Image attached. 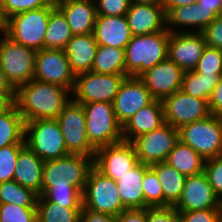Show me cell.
<instances>
[{"instance_id":"bcb514c9","label":"cell","mask_w":222,"mask_h":222,"mask_svg":"<svg viewBox=\"0 0 222 222\" xmlns=\"http://www.w3.org/2000/svg\"><path fill=\"white\" fill-rule=\"evenodd\" d=\"M202 33L208 46L222 49V16H218Z\"/></svg>"},{"instance_id":"9c48e42d","label":"cell","mask_w":222,"mask_h":222,"mask_svg":"<svg viewBox=\"0 0 222 222\" xmlns=\"http://www.w3.org/2000/svg\"><path fill=\"white\" fill-rule=\"evenodd\" d=\"M37 50L23 46L10 37L0 39V64L10 83L17 88L34 78Z\"/></svg>"},{"instance_id":"f5cc1de1","label":"cell","mask_w":222,"mask_h":222,"mask_svg":"<svg viewBox=\"0 0 222 222\" xmlns=\"http://www.w3.org/2000/svg\"><path fill=\"white\" fill-rule=\"evenodd\" d=\"M205 9H211L217 16H222V0H198Z\"/></svg>"},{"instance_id":"f546056e","label":"cell","mask_w":222,"mask_h":222,"mask_svg":"<svg viewBox=\"0 0 222 222\" xmlns=\"http://www.w3.org/2000/svg\"><path fill=\"white\" fill-rule=\"evenodd\" d=\"M25 121L16 105L11 103L0 113V148L10 144H25Z\"/></svg>"},{"instance_id":"f907efd6","label":"cell","mask_w":222,"mask_h":222,"mask_svg":"<svg viewBox=\"0 0 222 222\" xmlns=\"http://www.w3.org/2000/svg\"><path fill=\"white\" fill-rule=\"evenodd\" d=\"M16 88L7 79L0 64V95H3L10 103L15 101Z\"/></svg>"},{"instance_id":"4dcf8cb0","label":"cell","mask_w":222,"mask_h":222,"mask_svg":"<svg viewBox=\"0 0 222 222\" xmlns=\"http://www.w3.org/2000/svg\"><path fill=\"white\" fill-rule=\"evenodd\" d=\"M91 71L125 75V49L98 45Z\"/></svg>"},{"instance_id":"ab89813d","label":"cell","mask_w":222,"mask_h":222,"mask_svg":"<svg viewBox=\"0 0 222 222\" xmlns=\"http://www.w3.org/2000/svg\"><path fill=\"white\" fill-rule=\"evenodd\" d=\"M0 222H37L36 207L0 204Z\"/></svg>"},{"instance_id":"816d5d0a","label":"cell","mask_w":222,"mask_h":222,"mask_svg":"<svg viewBox=\"0 0 222 222\" xmlns=\"http://www.w3.org/2000/svg\"><path fill=\"white\" fill-rule=\"evenodd\" d=\"M198 3V0H161V5L164 8L166 15L178 6H185Z\"/></svg>"},{"instance_id":"9f6ffc18","label":"cell","mask_w":222,"mask_h":222,"mask_svg":"<svg viewBox=\"0 0 222 222\" xmlns=\"http://www.w3.org/2000/svg\"><path fill=\"white\" fill-rule=\"evenodd\" d=\"M131 2L137 4H161V0H131Z\"/></svg>"},{"instance_id":"ee69618b","label":"cell","mask_w":222,"mask_h":222,"mask_svg":"<svg viewBox=\"0 0 222 222\" xmlns=\"http://www.w3.org/2000/svg\"><path fill=\"white\" fill-rule=\"evenodd\" d=\"M130 4L131 0H95L96 13L102 16L125 15Z\"/></svg>"},{"instance_id":"836d02e7","label":"cell","mask_w":222,"mask_h":222,"mask_svg":"<svg viewBox=\"0 0 222 222\" xmlns=\"http://www.w3.org/2000/svg\"><path fill=\"white\" fill-rule=\"evenodd\" d=\"M222 75H202L195 71H185L181 90L198 99H210Z\"/></svg>"},{"instance_id":"681fc988","label":"cell","mask_w":222,"mask_h":222,"mask_svg":"<svg viewBox=\"0 0 222 222\" xmlns=\"http://www.w3.org/2000/svg\"><path fill=\"white\" fill-rule=\"evenodd\" d=\"M80 222H116V217L106 213L85 209L80 213Z\"/></svg>"},{"instance_id":"e575fe53","label":"cell","mask_w":222,"mask_h":222,"mask_svg":"<svg viewBox=\"0 0 222 222\" xmlns=\"http://www.w3.org/2000/svg\"><path fill=\"white\" fill-rule=\"evenodd\" d=\"M38 194L15 180L0 183V204H16L21 207H36Z\"/></svg>"},{"instance_id":"74e56055","label":"cell","mask_w":222,"mask_h":222,"mask_svg":"<svg viewBox=\"0 0 222 222\" xmlns=\"http://www.w3.org/2000/svg\"><path fill=\"white\" fill-rule=\"evenodd\" d=\"M193 71L202 75H222V49L206 45Z\"/></svg>"},{"instance_id":"ffe728a7","label":"cell","mask_w":222,"mask_h":222,"mask_svg":"<svg viewBox=\"0 0 222 222\" xmlns=\"http://www.w3.org/2000/svg\"><path fill=\"white\" fill-rule=\"evenodd\" d=\"M133 36L167 30V18L161 4H137L131 2L125 14Z\"/></svg>"},{"instance_id":"680465c9","label":"cell","mask_w":222,"mask_h":222,"mask_svg":"<svg viewBox=\"0 0 222 222\" xmlns=\"http://www.w3.org/2000/svg\"><path fill=\"white\" fill-rule=\"evenodd\" d=\"M50 1H51V2H55V3H56V2H58L59 0H50Z\"/></svg>"},{"instance_id":"5bb4252c","label":"cell","mask_w":222,"mask_h":222,"mask_svg":"<svg viewBox=\"0 0 222 222\" xmlns=\"http://www.w3.org/2000/svg\"><path fill=\"white\" fill-rule=\"evenodd\" d=\"M34 80L56 84L69 89L75 85L76 75L72 71L63 49H41L36 53Z\"/></svg>"},{"instance_id":"8d00e7d4","label":"cell","mask_w":222,"mask_h":222,"mask_svg":"<svg viewBox=\"0 0 222 222\" xmlns=\"http://www.w3.org/2000/svg\"><path fill=\"white\" fill-rule=\"evenodd\" d=\"M142 184L145 204L148 207H164L163 189L151 167L145 172Z\"/></svg>"},{"instance_id":"d590c367","label":"cell","mask_w":222,"mask_h":222,"mask_svg":"<svg viewBox=\"0 0 222 222\" xmlns=\"http://www.w3.org/2000/svg\"><path fill=\"white\" fill-rule=\"evenodd\" d=\"M48 201L66 208H83L82 193L74 186H50L43 194Z\"/></svg>"},{"instance_id":"83f0119b","label":"cell","mask_w":222,"mask_h":222,"mask_svg":"<svg viewBox=\"0 0 222 222\" xmlns=\"http://www.w3.org/2000/svg\"><path fill=\"white\" fill-rule=\"evenodd\" d=\"M150 167L156 172L162 186L164 207L174 206L182 195L186 176L165 161L152 164Z\"/></svg>"},{"instance_id":"11a10c76","label":"cell","mask_w":222,"mask_h":222,"mask_svg":"<svg viewBox=\"0 0 222 222\" xmlns=\"http://www.w3.org/2000/svg\"><path fill=\"white\" fill-rule=\"evenodd\" d=\"M11 103L3 96L0 95V113L4 111Z\"/></svg>"},{"instance_id":"4316f807","label":"cell","mask_w":222,"mask_h":222,"mask_svg":"<svg viewBox=\"0 0 222 222\" xmlns=\"http://www.w3.org/2000/svg\"><path fill=\"white\" fill-rule=\"evenodd\" d=\"M218 16L211 10L205 9L198 3L178 6L173 8L167 15V30L170 33L176 32L172 28L177 26H190L191 28L197 27V32H202L211 22ZM170 24V26H169ZM171 27V28H170Z\"/></svg>"},{"instance_id":"cb8c5ba5","label":"cell","mask_w":222,"mask_h":222,"mask_svg":"<svg viewBox=\"0 0 222 222\" xmlns=\"http://www.w3.org/2000/svg\"><path fill=\"white\" fill-rule=\"evenodd\" d=\"M150 165L138 162L116 181L122 204L127 208H147L143 193V177Z\"/></svg>"},{"instance_id":"db71d44e","label":"cell","mask_w":222,"mask_h":222,"mask_svg":"<svg viewBox=\"0 0 222 222\" xmlns=\"http://www.w3.org/2000/svg\"><path fill=\"white\" fill-rule=\"evenodd\" d=\"M8 24L9 18L7 17L2 6H0V31H2L3 37L8 36Z\"/></svg>"},{"instance_id":"277c9868","label":"cell","mask_w":222,"mask_h":222,"mask_svg":"<svg viewBox=\"0 0 222 222\" xmlns=\"http://www.w3.org/2000/svg\"><path fill=\"white\" fill-rule=\"evenodd\" d=\"M24 138L25 145L44 162L70 154L56 119L25 122Z\"/></svg>"},{"instance_id":"30bf717a","label":"cell","mask_w":222,"mask_h":222,"mask_svg":"<svg viewBox=\"0 0 222 222\" xmlns=\"http://www.w3.org/2000/svg\"><path fill=\"white\" fill-rule=\"evenodd\" d=\"M126 75L102 74L93 71L76 75L72 99L80 104L92 102L113 103Z\"/></svg>"},{"instance_id":"484cf974","label":"cell","mask_w":222,"mask_h":222,"mask_svg":"<svg viewBox=\"0 0 222 222\" xmlns=\"http://www.w3.org/2000/svg\"><path fill=\"white\" fill-rule=\"evenodd\" d=\"M13 180L41 195L44 161L25 146L18 155Z\"/></svg>"},{"instance_id":"603a6c76","label":"cell","mask_w":222,"mask_h":222,"mask_svg":"<svg viewBox=\"0 0 222 222\" xmlns=\"http://www.w3.org/2000/svg\"><path fill=\"white\" fill-rule=\"evenodd\" d=\"M163 124L165 120L162 100L154 99L122 126L123 140L131 142L142 134L158 129Z\"/></svg>"},{"instance_id":"60d3db41","label":"cell","mask_w":222,"mask_h":222,"mask_svg":"<svg viewBox=\"0 0 222 222\" xmlns=\"http://www.w3.org/2000/svg\"><path fill=\"white\" fill-rule=\"evenodd\" d=\"M204 173L215 194L222 201V156L206 159Z\"/></svg>"},{"instance_id":"2e32d148","label":"cell","mask_w":222,"mask_h":222,"mask_svg":"<svg viewBox=\"0 0 222 222\" xmlns=\"http://www.w3.org/2000/svg\"><path fill=\"white\" fill-rule=\"evenodd\" d=\"M206 45L202 32L176 31L170 33L167 58L184 72L193 71Z\"/></svg>"},{"instance_id":"e0dca14e","label":"cell","mask_w":222,"mask_h":222,"mask_svg":"<svg viewBox=\"0 0 222 222\" xmlns=\"http://www.w3.org/2000/svg\"><path fill=\"white\" fill-rule=\"evenodd\" d=\"M154 98L139 77H127L113 101V109L118 123L123 126L141 108Z\"/></svg>"},{"instance_id":"6da1fadb","label":"cell","mask_w":222,"mask_h":222,"mask_svg":"<svg viewBox=\"0 0 222 222\" xmlns=\"http://www.w3.org/2000/svg\"><path fill=\"white\" fill-rule=\"evenodd\" d=\"M70 92L65 87L33 79L16 88L14 104L25 122L57 119L72 99Z\"/></svg>"},{"instance_id":"9a60e30c","label":"cell","mask_w":222,"mask_h":222,"mask_svg":"<svg viewBox=\"0 0 222 222\" xmlns=\"http://www.w3.org/2000/svg\"><path fill=\"white\" fill-rule=\"evenodd\" d=\"M137 163L133 144L125 140L97 149L94 157V166L115 182Z\"/></svg>"},{"instance_id":"1f68e13d","label":"cell","mask_w":222,"mask_h":222,"mask_svg":"<svg viewBox=\"0 0 222 222\" xmlns=\"http://www.w3.org/2000/svg\"><path fill=\"white\" fill-rule=\"evenodd\" d=\"M73 37L63 13L55 7L50 12L49 22L44 37V49H64Z\"/></svg>"},{"instance_id":"5b68a950","label":"cell","mask_w":222,"mask_h":222,"mask_svg":"<svg viewBox=\"0 0 222 222\" xmlns=\"http://www.w3.org/2000/svg\"><path fill=\"white\" fill-rule=\"evenodd\" d=\"M82 106L88 141L95 150L123 140L122 126L116 119L113 103L92 102Z\"/></svg>"},{"instance_id":"d4e9b609","label":"cell","mask_w":222,"mask_h":222,"mask_svg":"<svg viewBox=\"0 0 222 222\" xmlns=\"http://www.w3.org/2000/svg\"><path fill=\"white\" fill-rule=\"evenodd\" d=\"M97 46L92 33L73 35L67 42L63 50L75 75L91 71Z\"/></svg>"},{"instance_id":"f6af8a7d","label":"cell","mask_w":222,"mask_h":222,"mask_svg":"<svg viewBox=\"0 0 222 222\" xmlns=\"http://www.w3.org/2000/svg\"><path fill=\"white\" fill-rule=\"evenodd\" d=\"M146 222H179L178 211L174 206L147 207Z\"/></svg>"},{"instance_id":"44dd1931","label":"cell","mask_w":222,"mask_h":222,"mask_svg":"<svg viewBox=\"0 0 222 222\" xmlns=\"http://www.w3.org/2000/svg\"><path fill=\"white\" fill-rule=\"evenodd\" d=\"M55 6L63 13L73 35L93 33L97 17L94 0H59Z\"/></svg>"},{"instance_id":"7c38bea8","label":"cell","mask_w":222,"mask_h":222,"mask_svg":"<svg viewBox=\"0 0 222 222\" xmlns=\"http://www.w3.org/2000/svg\"><path fill=\"white\" fill-rule=\"evenodd\" d=\"M178 140V129L165 123L156 130L138 136L131 143L138 162L152 165L166 161Z\"/></svg>"},{"instance_id":"7bdbcfd3","label":"cell","mask_w":222,"mask_h":222,"mask_svg":"<svg viewBox=\"0 0 222 222\" xmlns=\"http://www.w3.org/2000/svg\"><path fill=\"white\" fill-rule=\"evenodd\" d=\"M51 3L50 0H5L2 5L6 15L10 18L13 15L26 12L28 10L46 7Z\"/></svg>"},{"instance_id":"ac0fdd59","label":"cell","mask_w":222,"mask_h":222,"mask_svg":"<svg viewBox=\"0 0 222 222\" xmlns=\"http://www.w3.org/2000/svg\"><path fill=\"white\" fill-rule=\"evenodd\" d=\"M184 71L168 58L139 76L150 91L151 96L157 100L181 90Z\"/></svg>"},{"instance_id":"7402d4cb","label":"cell","mask_w":222,"mask_h":222,"mask_svg":"<svg viewBox=\"0 0 222 222\" xmlns=\"http://www.w3.org/2000/svg\"><path fill=\"white\" fill-rule=\"evenodd\" d=\"M98 45L125 49L132 34L125 15H97L93 33Z\"/></svg>"},{"instance_id":"3957f363","label":"cell","mask_w":222,"mask_h":222,"mask_svg":"<svg viewBox=\"0 0 222 222\" xmlns=\"http://www.w3.org/2000/svg\"><path fill=\"white\" fill-rule=\"evenodd\" d=\"M94 166V157L69 154L65 157L45 161L42 173L41 195L50 187L72 185L83 193L88 174Z\"/></svg>"},{"instance_id":"4fadbf2b","label":"cell","mask_w":222,"mask_h":222,"mask_svg":"<svg viewBox=\"0 0 222 222\" xmlns=\"http://www.w3.org/2000/svg\"><path fill=\"white\" fill-rule=\"evenodd\" d=\"M165 123L179 129L211 115L208 100L178 90L162 100Z\"/></svg>"},{"instance_id":"f1b7e54d","label":"cell","mask_w":222,"mask_h":222,"mask_svg":"<svg viewBox=\"0 0 222 222\" xmlns=\"http://www.w3.org/2000/svg\"><path fill=\"white\" fill-rule=\"evenodd\" d=\"M205 160L189 145L178 140L165 162L187 177L204 172Z\"/></svg>"},{"instance_id":"d6a6232c","label":"cell","mask_w":222,"mask_h":222,"mask_svg":"<svg viewBox=\"0 0 222 222\" xmlns=\"http://www.w3.org/2000/svg\"><path fill=\"white\" fill-rule=\"evenodd\" d=\"M36 210L37 222H80L82 208H66L39 195Z\"/></svg>"},{"instance_id":"ba28073f","label":"cell","mask_w":222,"mask_h":222,"mask_svg":"<svg viewBox=\"0 0 222 222\" xmlns=\"http://www.w3.org/2000/svg\"><path fill=\"white\" fill-rule=\"evenodd\" d=\"M55 7V2H51L46 7L28 10L11 16L8 24V37L34 50L44 49V37L50 12Z\"/></svg>"},{"instance_id":"8992f818","label":"cell","mask_w":222,"mask_h":222,"mask_svg":"<svg viewBox=\"0 0 222 222\" xmlns=\"http://www.w3.org/2000/svg\"><path fill=\"white\" fill-rule=\"evenodd\" d=\"M178 138L204 159L222 156V117L211 114L183 125L178 129Z\"/></svg>"},{"instance_id":"52a82bcc","label":"cell","mask_w":222,"mask_h":222,"mask_svg":"<svg viewBox=\"0 0 222 222\" xmlns=\"http://www.w3.org/2000/svg\"><path fill=\"white\" fill-rule=\"evenodd\" d=\"M82 204L85 209L115 217L127 209L122 204L116 182L105 176L95 166L88 174L82 193Z\"/></svg>"},{"instance_id":"f35d334b","label":"cell","mask_w":222,"mask_h":222,"mask_svg":"<svg viewBox=\"0 0 222 222\" xmlns=\"http://www.w3.org/2000/svg\"><path fill=\"white\" fill-rule=\"evenodd\" d=\"M25 144H10L0 148V183L12 181L19 152Z\"/></svg>"},{"instance_id":"6f0895ef","label":"cell","mask_w":222,"mask_h":222,"mask_svg":"<svg viewBox=\"0 0 222 222\" xmlns=\"http://www.w3.org/2000/svg\"><path fill=\"white\" fill-rule=\"evenodd\" d=\"M4 2L5 0H0V6H2Z\"/></svg>"},{"instance_id":"7dc6e473","label":"cell","mask_w":222,"mask_h":222,"mask_svg":"<svg viewBox=\"0 0 222 222\" xmlns=\"http://www.w3.org/2000/svg\"><path fill=\"white\" fill-rule=\"evenodd\" d=\"M116 222H146V208L125 209L116 216Z\"/></svg>"},{"instance_id":"8fae6325","label":"cell","mask_w":222,"mask_h":222,"mask_svg":"<svg viewBox=\"0 0 222 222\" xmlns=\"http://www.w3.org/2000/svg\"><path fill=\"white\" fill-rule=\"evenodd\" d=\"M70 154L95 157L96 150L90 145L86 132V118L82 104L71 99L56 119Z\"/></svg>"},{"instance_id":"7a4b0ae2","label":"cell","mask_w":222,"mask_h":222,"mask_svg":"<svg viewBox=\"0 0 222 222\" xmlns=\"http://www.w3.org/2000/svg\"><path fill=\"white\" fill-rule=\"evenodd\" d=\"M170 32L132 36L125 47V75L139 77L167 59Z\"/></svg>"},{"instance_id":"d6986e66","label":"cell","mask_w":222,"mask_h":222,"mask_svg":"<svg viewBox=\"0 0 222 222\" xmlns=\"http://www.w3.org/2000/svg\"><path fill=\"white\" fill-rule=\"evenodd\" d=\"M177 211H195L221 208V200L215 194L204 172L187 176L183 192L174 205Z\"/></svg>"},{"instance_id":"c3c4849f","label":"cell","mask_w":222,"mask_h":222,"mask_svg":"<svg viewBox=\"0 0 222 222\" xmlns=\"http://www.w3.org/2000/svg\"><path fill=\"white\" fill-rule=\"evenodd\" d=\"M209 110L212 115L222 117V76L219 83L213 90V93L208 101Z\"/></svg>"},{"instance_id":"b9f144b4","label":"cell","mask_w":222,"mask_h":222,"mask_svg":"<svg viewBox=\"0 0 222 222\" xmlns=\"http://www.w3.org/2000/svg\"><path fill=\"white\" fill-rule=\"evenodd\" d=\"M179 222H222V208L178 211Z\"/></svg>"}]
</instances>
